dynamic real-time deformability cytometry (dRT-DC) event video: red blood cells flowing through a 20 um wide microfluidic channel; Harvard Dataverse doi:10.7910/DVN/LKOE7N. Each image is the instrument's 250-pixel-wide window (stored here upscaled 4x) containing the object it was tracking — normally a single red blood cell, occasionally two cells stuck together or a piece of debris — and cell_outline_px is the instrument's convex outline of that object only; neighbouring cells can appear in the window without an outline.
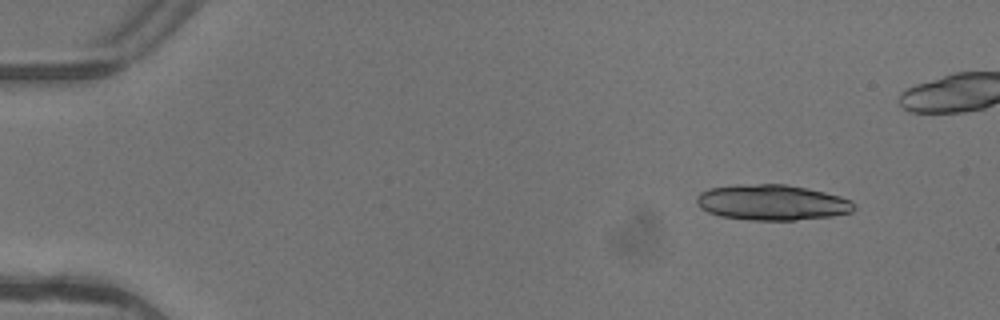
{"species": "common noctule bat (a hibernating species)", "species_latin": "Nyctalus noctula", "temperature_condition": "warm", "stored_images_in_passage": 3, "camera_frame_rate_fps": 3000, "um_per_image_px": 0.085, "animal": {"sex": "female"}, "frame": {"image": 1, "passage_image": 1, "time_ms": 0.0, "image_size_px": [1000, 320], "cell_outline_px": [[856, 208], [852, 212], [832, 216], [796, 220], [748, 220], [720, 216], [708, 212], [700, 208], [696, 204], [696, 196], [700, 192], [708, 188], [736, 184], [784, 184], [808, 188], [840, 196], [852, 200], [856, 204]], "centroid_in_image_um": [65.61, 17.2], "position_along_channel_um": 19.4, "area_um2": 33.06}}